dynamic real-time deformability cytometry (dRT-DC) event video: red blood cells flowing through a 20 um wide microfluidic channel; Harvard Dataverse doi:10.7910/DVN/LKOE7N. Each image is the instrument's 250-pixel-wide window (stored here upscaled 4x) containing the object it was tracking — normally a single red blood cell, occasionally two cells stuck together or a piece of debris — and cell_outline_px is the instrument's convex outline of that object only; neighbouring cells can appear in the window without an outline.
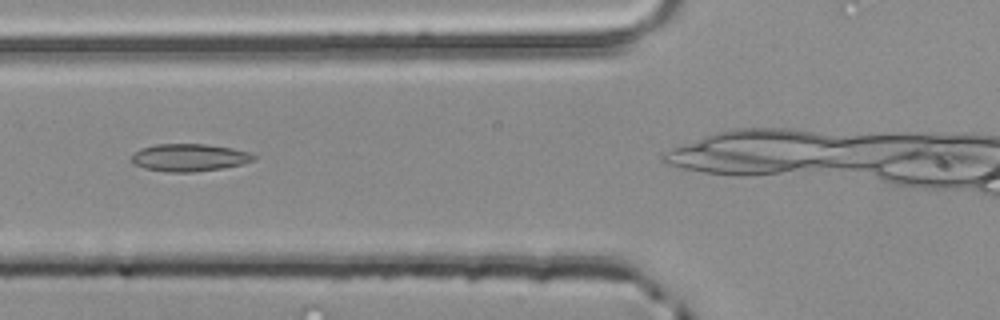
{"species": "common noctule bat (a hibernating species)", "species_latin": "Nyctalus noctula", "temperature_condition": "room temperature", "stored_images_in_passage": 3, "camera_frame_rate_fps": 3000, "um_per_image_px": 0.085, "animal": {"sex": "male", "body_mass_g": 20.4}, "frame": {"image": 1, "passage_image": 2, "time_ms": 0.333, "image_size_px": [1000, 320], "cell_outline_px": [[256, 160], [240, 164], [220, 168], [192, 172], [168, 172], [144, 168], [136, 164], [132, 160], [132, 156], [140, 148], [156, 144], [204, 144], [232, 148], [248, 152], [256, 156]], "centroid_in_image_um": [16.09, 13.38], "position_along_channel_um": 109.7, "area_um2": 19.31}}